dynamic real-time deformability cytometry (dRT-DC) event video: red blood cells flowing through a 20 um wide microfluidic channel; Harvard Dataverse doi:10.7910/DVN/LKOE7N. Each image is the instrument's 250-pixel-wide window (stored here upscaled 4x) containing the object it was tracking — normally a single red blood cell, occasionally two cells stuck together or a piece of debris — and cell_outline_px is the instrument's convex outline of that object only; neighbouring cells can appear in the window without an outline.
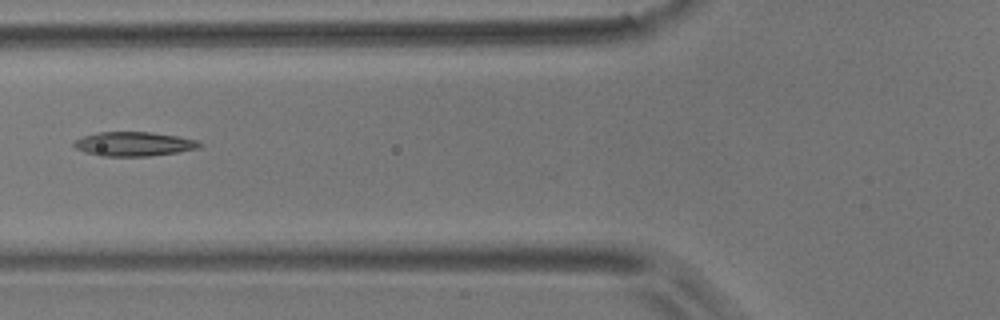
{"species": "common noctule bat (a hibernating species)", "species_latin": "Nyctalus noctula", "temperature_condition": "room temperature", "stored_images_in_passage": 6, "camera_frame_rate_fps": 3000, "um_per_image_px": 0.085, "animal": {"sex": "male", "body_mass_g": 17.9}, "frame": {"image": 1, "passage_image": 6, "time_ms": 6.0, "image_size_px": [1000, 320], "cell_outline_px": [[204, 144], [200, 148], [176, 152], [148, 156], [100, 156], [84, 152], [76, 148], [72, 144], [76, 140], [84, 136], [100, 132], [152, 132], [176, 136], [196, 140]], "centroid_in_image_um": [11.38, 12.24], "position_along_channel_um": 114.4, "area_um2": 17.63}}